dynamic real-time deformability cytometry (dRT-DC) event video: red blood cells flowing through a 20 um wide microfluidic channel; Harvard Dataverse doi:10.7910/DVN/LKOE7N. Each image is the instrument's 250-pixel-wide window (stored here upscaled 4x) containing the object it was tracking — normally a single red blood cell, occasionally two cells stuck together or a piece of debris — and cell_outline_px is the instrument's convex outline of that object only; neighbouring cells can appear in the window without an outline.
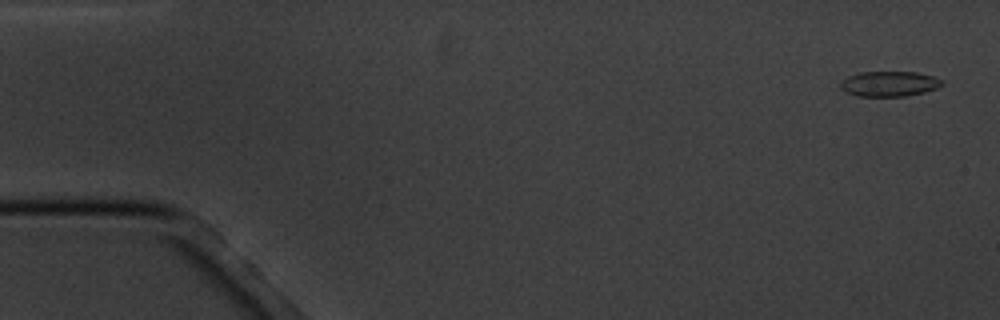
{"species": "common noctule bat (a hibernating species)", "species_latin": "Nyctalus noctula", "temperature_condition": "cold", "stored_images_in_passage": 5, "camera_frame_rate_fps": 3000, "um_per_image_px": 0.085, "animal": {"sex": "male", "body_mass_g": 20.1, "forearm_length_mm": 53.5}, "frame": {"image": 1, "passage_image": 1, "time_ms": 0.0, "image_size_px": [1000, 320], "cell_outline_px": [[944, 84], [936, 88], [924, 92], [904, 96], [856, 96], [844, 92], [840, 88], [840, 80], [848, 76], [860, 72], [916, 72], [932, 76], [944, 80]], "centroid_in_image_um": [75.55, 7.12], "position_along_channel_um": 9.4, "area_um2": 15.03}}
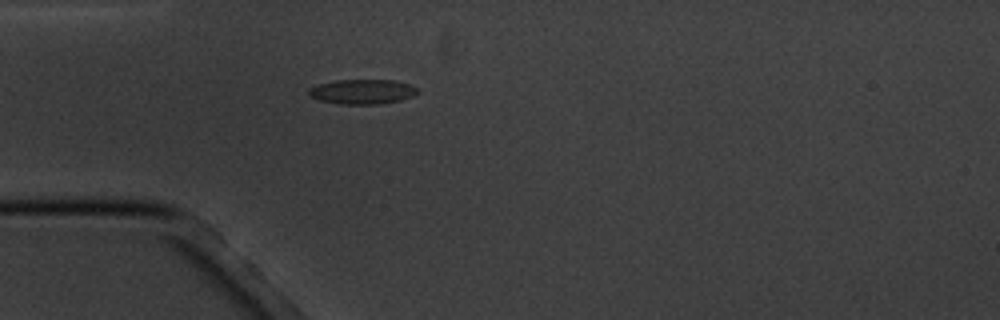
{"frame": {"image": 2, "passage_image": 5, "time_ms": 4.667, "image_size_px": [1000, 320], "cell_outline_px": [[420, 92], [412, 96], [400, 100], [380, 104], [340, 104], [320, 100], [308, 96], [308, 88], [320, 84], [336, 80], [396, 80], [420, 88]], "centroid_in_image_um": [30.82, 7.79], "position_along_channel_um": 54.2, "area_um2": 15.78}}